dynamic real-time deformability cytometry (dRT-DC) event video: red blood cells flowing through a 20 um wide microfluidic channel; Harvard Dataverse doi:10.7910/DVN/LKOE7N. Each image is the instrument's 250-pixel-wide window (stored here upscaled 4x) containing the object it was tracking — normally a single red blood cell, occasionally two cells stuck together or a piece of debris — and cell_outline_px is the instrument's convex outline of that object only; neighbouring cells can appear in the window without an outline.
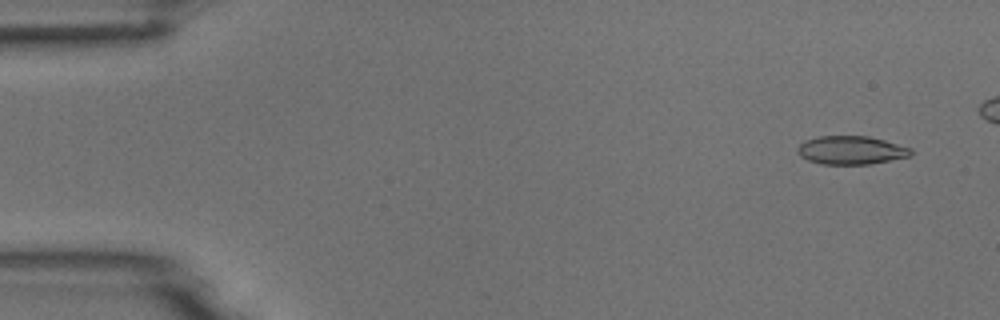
{"species": "common noctule bat (a hibernating species)", "species_latin": "Nyctalus noctula", "temperature_condition": "room temperature", "stored_images_in_passage": 5, "camera_frame_rate_fps": 3000, "um_per_image_px": 0.085, "animal": {"sex": "male", "body_mass_g": 18.8}, "frame": {"image": 1, "passage_image": 1, "time_ms": 0.0, "image_size_px": [1000, 320], "cell_outline_px": [[912, 156], [872, 164], [820, 164], [808, 160], [800, 156], [796, 152], [796, 148], [804, 140], [820, 136], [868, 136], [884, 140], [912, 148]], "centroid_in_image_um": [72.34, 12.77], "position_along_channel_um": 12.7, "area_um2": 18.96}}